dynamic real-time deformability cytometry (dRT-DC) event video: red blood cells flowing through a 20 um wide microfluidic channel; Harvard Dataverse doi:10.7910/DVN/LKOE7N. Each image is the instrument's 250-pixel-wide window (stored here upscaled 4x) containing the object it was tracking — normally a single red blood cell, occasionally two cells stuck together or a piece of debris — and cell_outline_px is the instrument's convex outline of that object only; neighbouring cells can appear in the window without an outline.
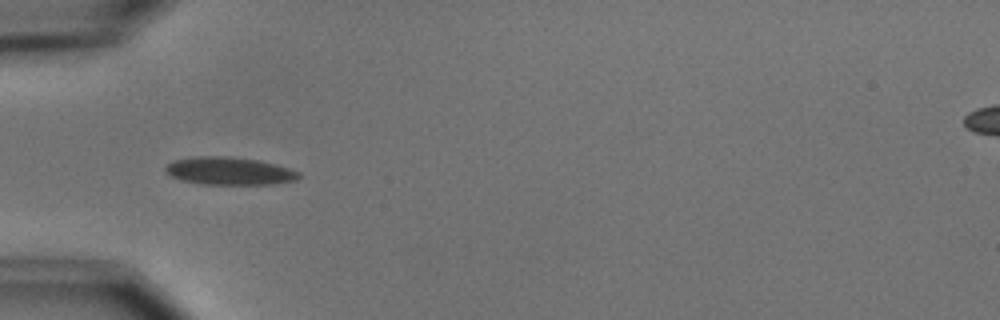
{"species": "common noctule bat (a hibernating species)", "species_latin": "Nyctalus noctula", "temperature_condition": "cold", "stored_images_in_passage": 2, "camera_frame_rate_fps": 3000, "um_per_image_px": 0.085, "animal": {"sex": "male", "body_mass_g": 15.6}, "frame": {"image": 1, "passage_image": 1, "time_ms": 0.0, "image_size_px": [1000, 320], "cell_outline_px": [[300, 176], [296, 180], [272, 184], [204, 184], [180, 180], [164, 172], [164, 168], [168, 164], [176, 160], [196, 156], [224, 156], [256, 160], [288, 168], [300, 172]], "centroid_in_image_um": [19.46, 14.54], "position_along_channel_um": 65.5, "area_um2": 21.27}}